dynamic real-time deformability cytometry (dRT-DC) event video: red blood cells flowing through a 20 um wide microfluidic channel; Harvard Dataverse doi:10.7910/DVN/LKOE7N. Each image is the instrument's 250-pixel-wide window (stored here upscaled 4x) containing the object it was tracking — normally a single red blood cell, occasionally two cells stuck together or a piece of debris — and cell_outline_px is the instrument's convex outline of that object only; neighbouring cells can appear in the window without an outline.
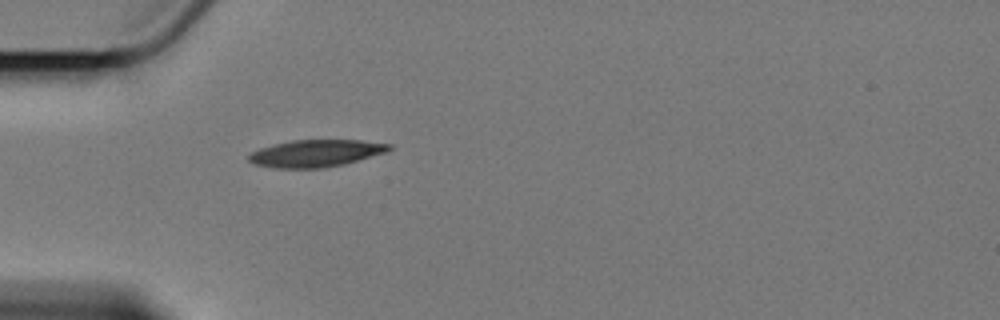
{"species": "Egyptian fruit bat (a non-hibernating species)", "species_latin": "Rousettus aegyptiacus", "temperature_condition": "cold", "stored_images_in_passage": 34, "camera_frame_rate_fps": 3000, "um_per_image_px": 0.085, "animal": {"sex": "female"}, "frame": {"image": 1, "passage_image": 1, "time_ms": 0.0, "image_size_px": [1000, 320], "cell_outline_px": [[392, 148], [388, 152], [344, 164], [324, 168], [276, 168], [252, 164], [248, 160], [248, 156], [252, 152], [260, 148], [292, 140], [360, 140], [392, 144]], "centroid_in_image_um": [26.87, 13.03], "position_along_channel_um": 58.1, "area_um2": 22.25}}
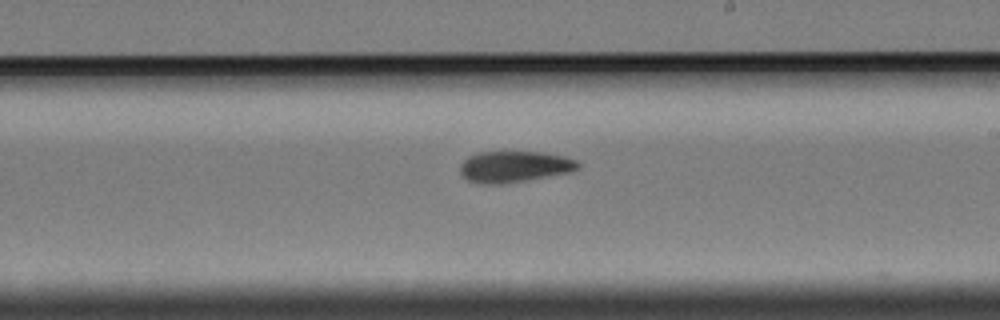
{"frame": {"image": 2, "passage_image": 18, "time_ms": 5.667, "image_size_px": [1000, 320], "cell_outline_px": [[580, 168], [572, 172], [500, 184], [476, 184], [468, 180], [460, 172], [460, 164], [468, 156], [476, 152], [544, 152], [564, 156], [576, 160], [580, 164]], "centroid_in_image_um": [43.72, 14.16], "position_along_channel_um": 245.3, "area_um2": 21.56}}
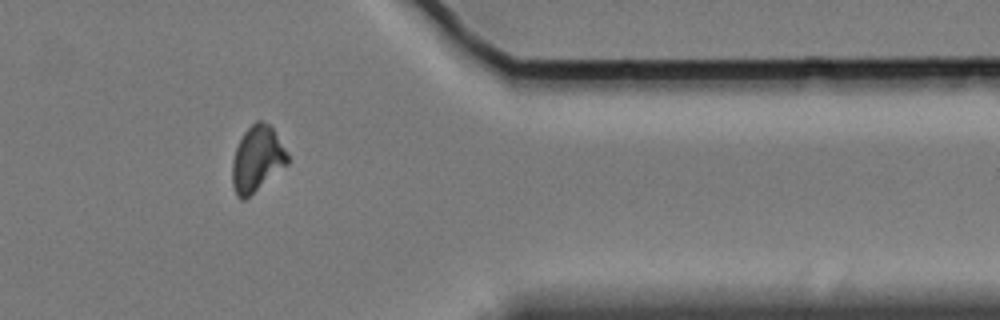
{"frame": {"image": 3, "passage_image": 32, "time_ms": 10.333, "image_size_px": [1000, 320], "cell_outline_px": [[288, 164], [244, 200], [240, 200], [236, 196], [232, 184], [232, 160], [236, 148], [244, 132], [256, 120], [260, 120], [268, 124], [272, 128], [288, 152]], "centroid_in_image_um": [21.84, 13.52], "position_along_channel_um": 389.6, "area_um2": 21.04}, "authors_computed_cell_mechanics": {"area_um2": 21.9062, "velocity_mm_per_s": 3.3991, "shape_relaxation_time_tau1_ms": 3.5145, "shape_relaxation_time_tau2_ms": 5.5304, "deformation_change_tau1": 0.106, "deformation_change_tau2": 0.0954}}